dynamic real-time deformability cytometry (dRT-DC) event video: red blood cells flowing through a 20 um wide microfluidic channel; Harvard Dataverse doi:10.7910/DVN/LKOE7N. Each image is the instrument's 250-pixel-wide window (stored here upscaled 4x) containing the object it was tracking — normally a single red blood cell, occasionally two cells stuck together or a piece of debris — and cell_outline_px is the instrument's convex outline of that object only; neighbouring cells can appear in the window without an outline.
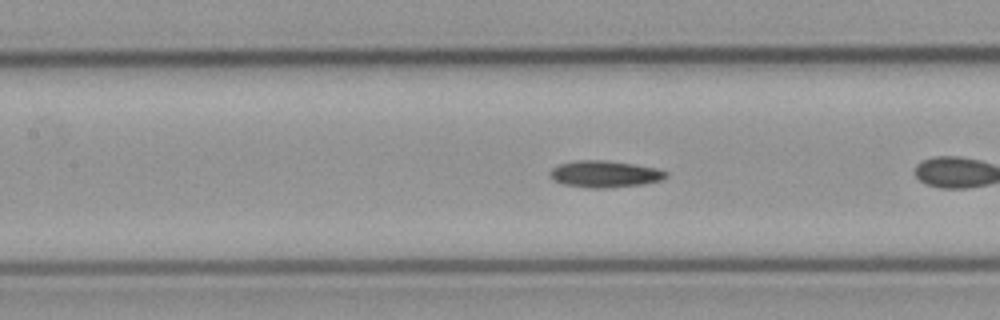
{"species": "common noctule bat (a hibernating species)", "species_latin": "Nyctalus noctula", "temperature_condition": "cold", "stored_images_in_passage": 28, "camera_frame_rate_fps": 3000, "um_per_image_px": 0.085, "animal": {"sex": "male", "body_mass_g": 23.1, "forearm_length_mm": 52.7}, "frame": {"image": 1, "passage_image": 9, "time_ms": 2.667, "image_size_px": [1000, 320], "cell_outline_px": [[668, 176], [660, 180], [640, 184], [604, 188], [592, 188], [564, 184], [556, 180], [548, 172], [552, 168], [560, 164], [576, 160], [608, 160], [656, 168], [668, 172]], "centroid_in_image_um": [51.41, 14.78], "position_along_channel_um": 156.0, "area_um2": 17.74}}